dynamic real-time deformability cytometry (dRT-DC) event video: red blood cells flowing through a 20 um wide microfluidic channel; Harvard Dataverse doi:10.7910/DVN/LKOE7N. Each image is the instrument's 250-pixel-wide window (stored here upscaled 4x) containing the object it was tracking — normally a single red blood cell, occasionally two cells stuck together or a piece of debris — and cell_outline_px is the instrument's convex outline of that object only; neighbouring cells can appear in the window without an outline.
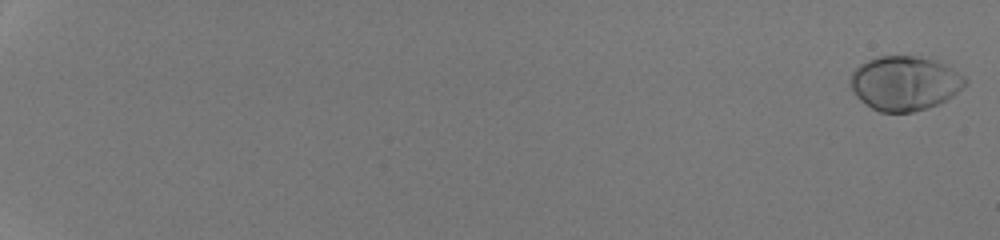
{"species": "human", "species_latin": "Homo sapiens", "temperature_condition": "room temperature", "stored_images_in_passage": 53, "camera_frame_rate_fps": 3000, "um_per_image_px": 0.085, "donor": {"sex": "male"}, "frame": {"image": 1, "passage_image": 1, "time_ms": 0.0, "image_size_px": [1000, 240], "cell_outline_px": [[968, 80], [952, 96], [928, 108], [912, 112], [880, 112], [872, 108], [860, 100], [856, 96], [852, 88], [852, 72], [860, 64], [868, 60], [880, 56], [916, 56], [932, 60], [944, 64], [964, 76]], "centroid_in_image_um": [76.88, 7.08], "position_along_channel_um": 8.1, "area_um2": 35.78}}
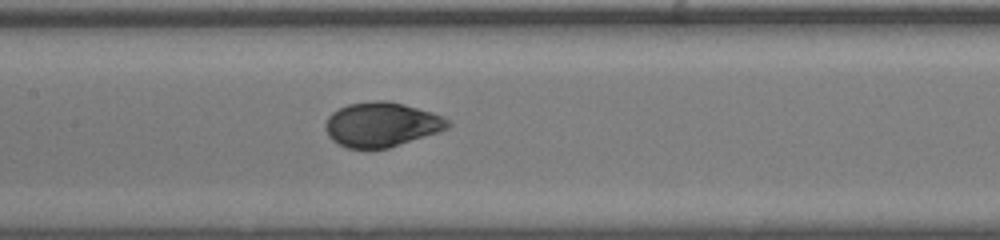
{"frame": {"image": 2, "passage_image": 31, "time_ms": 10.0, "image_size_px": [1000, 240], "cell_outline_px": [[452, 124], [448, 128], [440, 132], [388, 148], [348, 148], [332, 140], [328, 136], [324, 128], [324, 124], [328, 116], [332, 112], [348, 104], [376, 100], [388, 100], [404, 104], [432, 112], [444, 116]], "centroid_in_image_um": [32.45, 10.58], "position_along_channel_um": 175.0, "area_um2": 31.96}}
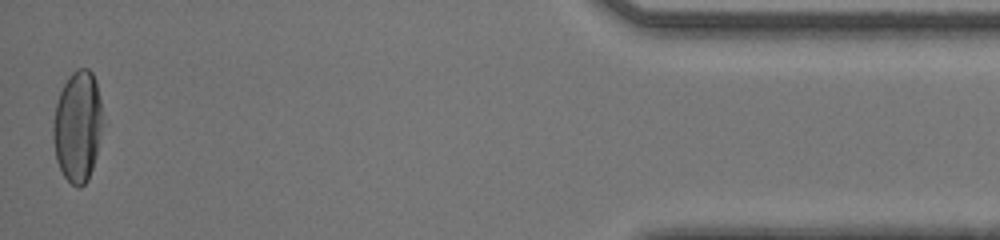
{"frame": {"image": 3, "passage_image": 53, "time_ms": 17.333, "image_size_px": [1000, 240], "cell_outline_px": [[100, 132], [96, 156], [88, 180], [80, 188], [76, 188], [64, 176], [56, 160], [52, 136], [52, 124], [56, 104], [60, 92], [68, 76], [72, 72], [80, 68], [88, 68], [92, 72], [96, 80], [100, 100]], "centroid_in_image_um": [6.56, 10.74], "position_along_channel_um": 428.6, "area_um2": 31.79}, "authors_computed_cell_mechanics": {"area_um2": 32.8882, "velocity_mm_per_s": 4.2685, "shape_relaxation_time_tau1_ms": 2.528, "shape_relaxation_time_tau2_ms": null, "deformation_change_tau1": 0.165, "deformation_change_tau2": null}}